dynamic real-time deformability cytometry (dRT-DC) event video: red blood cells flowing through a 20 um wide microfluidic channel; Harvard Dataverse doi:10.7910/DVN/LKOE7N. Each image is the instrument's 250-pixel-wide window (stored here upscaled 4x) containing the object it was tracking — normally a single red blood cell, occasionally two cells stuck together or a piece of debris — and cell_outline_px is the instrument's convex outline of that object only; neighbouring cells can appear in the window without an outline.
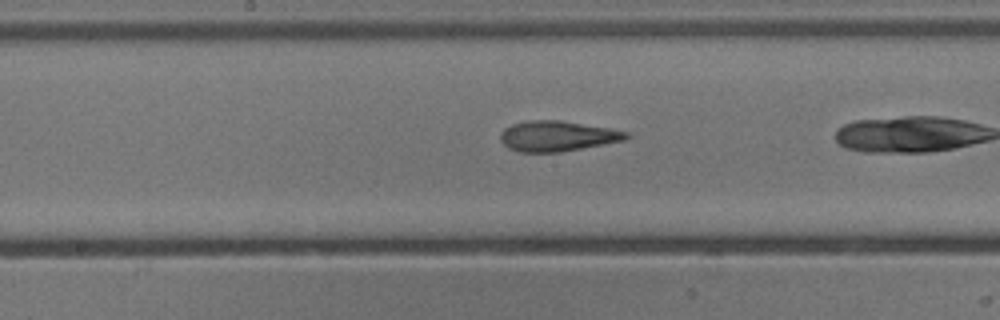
{"species": "common noctule bat (a hibernating species)", "species_latin": "Nyctalus noctula", "temperature_condition": "cold", "stored_images_in_passage": 32, "camera_frame_rate_fps": 3000, "um_per_image_px": 0.085, "animal": {"sex": "male", "body_mass_g": 13.3}, "frame": {"image": 1, "passage_image": 19, "time_ms": 6.0, "image_size_px": [1000, 320], "cell_outline_px": [[632, 136], [624, 140], [560, 152], [520, 152], [508, 148], [500, 140], [500, 132], [504, 128], [512, 124], [524, 120], [560, 120], [608, 128], [628, 132]], "centroid_in_image_um": [47.33, 11.56], "position_along_channel_um": 200.9, "area_um2": 22.25}}
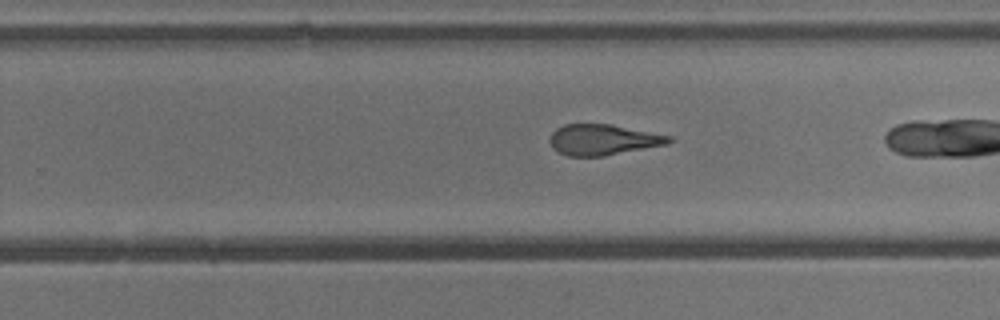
{"frame": {"image": 2, "passage_image": 25, "time_ms": 8.0, "image_size_px": [1000, 320], "cell_outline_px": [[676, 140], [668, 144], [604, 156], [568, 156], [556, 152], [552, 148], [548, 140], [552, 132], [556, 128], [564, 124], [612, 124], [672, 136]], "centroid_in_image_um": [51.25, 11.87], "position_along_channel_um": 278.5, "area_um2": 21.68}}
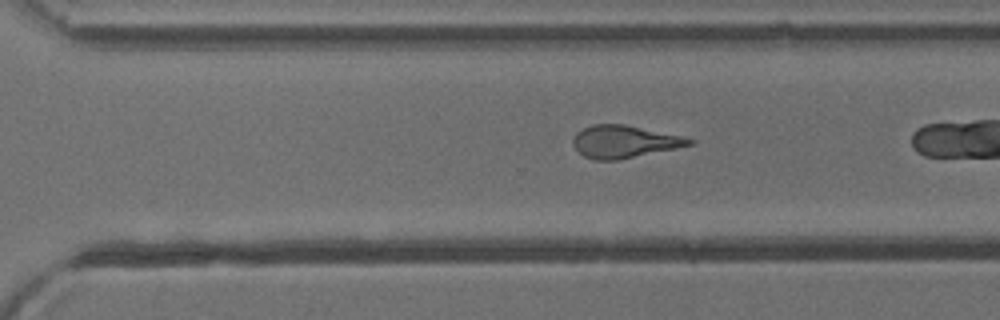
{"frame": {"image": 3, "passage_image": 28, "time_ms": 9.0, "image_size_px": [1000, 320], "cell_outline_px": [[696, 140], [692, 144], [676, 148], [620, 160], [596, 160], [584, 156], [572, 144], [572, 140], [576, 132], [592, 124], [624, 124], [684, 136]], "centroid_in_image_um": [53.07, 12.03], "position_along_channel_um": 317.5, "area_um2": 22.02}}